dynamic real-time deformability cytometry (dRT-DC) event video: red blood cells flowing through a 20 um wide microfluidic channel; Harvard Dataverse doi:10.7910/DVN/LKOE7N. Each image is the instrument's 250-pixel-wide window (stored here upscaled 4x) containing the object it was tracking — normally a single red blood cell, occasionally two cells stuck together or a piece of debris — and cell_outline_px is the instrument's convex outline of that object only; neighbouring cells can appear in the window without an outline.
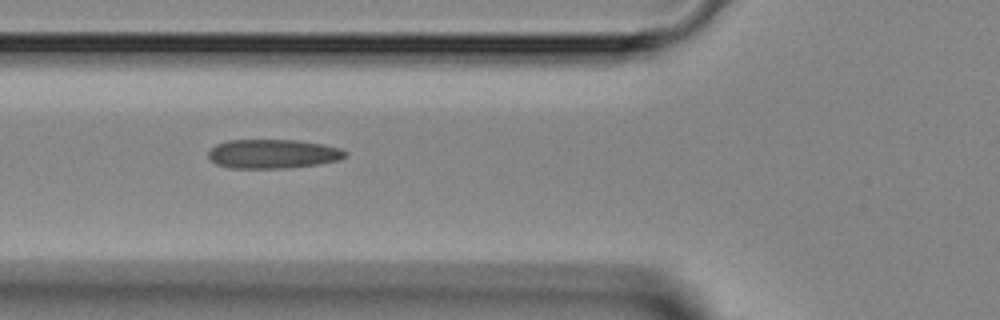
{"species": "Egyptian fruit bat (a non-hibernating species)", "species_latin": "Rousettus aegyptiacus", "temperature_condition": "room temperature", "stored_images_in_passage": 5, "camera_frame_rate_fps": 3000, "um_per_image_px": 0.085, "animal": {"sex": "female"}, "frame": {"image": 1, "passage_image": 2, "time_ms": 1.0, "image_size_px": [1000, 320], "cell_outline_px": [[348, 156], [340, 160], [316, 164], [288, 168], [228, 168], [216, 164], [208, 160], [208, 152], [216, 144], [228, 140], [300, 140], [340, 148], [348, 152]], "centroid_in_image_um": [23.18, 13.08], "position_along_channel_um": 102.6, "area_um2": 23.41}}
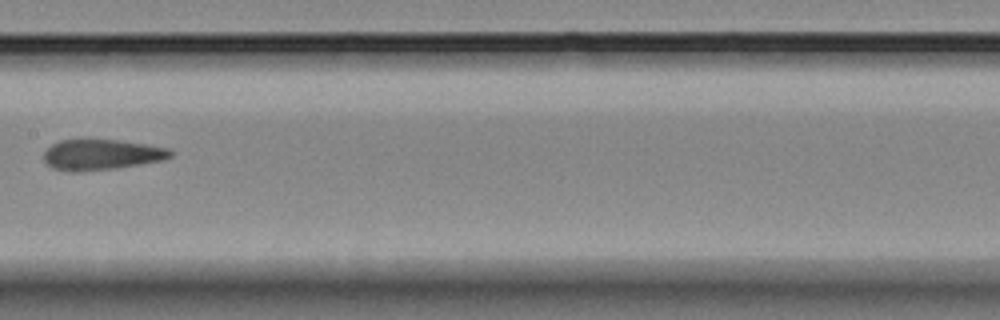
{"frame": {"image": 2, "passage_image": 4, "time_ms": 3.333, "image_size_px": [1000, 320], "cell_outline_px": [[172, 156], [164, 160], [116, 168], [80, 172], [68, 172], [52, 168], [44, 160], [44, 152], [52, 144], [60, 140], [88, 136], [120, 140], [168, 148], [172, 152]], "centroid_in_image_um": [8.57, 13.11], "position_along_channel_um": 198.8, "area_um2": 23.41}}
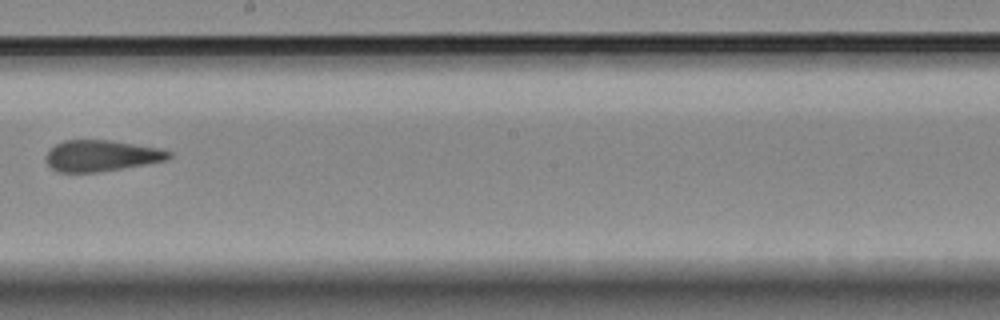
{"frame": {"image": 3, "passage_image": 5, "time_ms": 4.333, "image_size_px": [1000, 320], "cell_outline_px": [[172, 156], [168, 160], [148, 164], [124, 168], [96, 172], [56, 172], [44, 160], [44, 156], [56, 144], [64, 140], [112, 140], [160, 148], [172, 152]], "centroid_in_image_um": [8.64, 13.24], "position_along_channel_um": 239.6, "area_um2": 22.54}}